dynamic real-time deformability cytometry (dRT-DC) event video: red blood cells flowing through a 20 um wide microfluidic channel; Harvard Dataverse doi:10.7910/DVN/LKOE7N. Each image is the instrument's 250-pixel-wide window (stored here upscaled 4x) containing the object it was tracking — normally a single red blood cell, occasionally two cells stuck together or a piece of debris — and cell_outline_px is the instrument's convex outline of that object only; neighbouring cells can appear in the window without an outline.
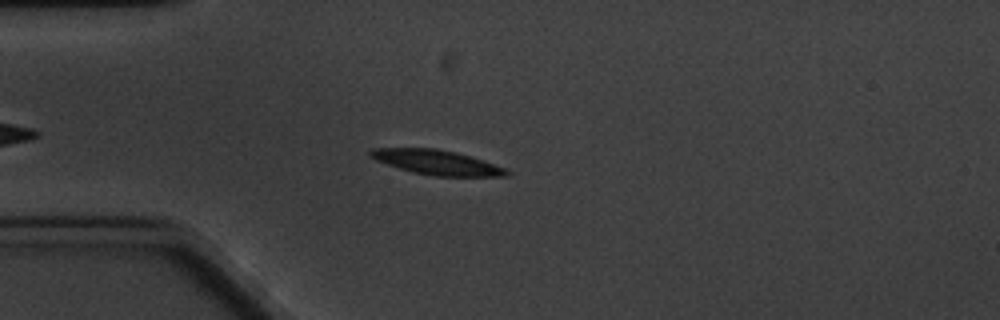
{"species": "common noctule bat (a hibernating species)", "species_latin": "Nyctalus noctula", "temperature_condition": "cold", "stored_images_in_passage": 10, "camera_frame_rate_fps": 3000, "um_per_image_px": 0.085, "animal": {"sex": "male", "body_mass_g": 20.1, "forearm_length_mm": 53.5}, "frame": {"image": 1, "passage_image": 5, "time_ms": 4.667, "image_size_px": [1000, 320], "cell_outline_px": [[512, 172], [508, 176], [436, 176], [412, 172], [376, 160], [368, 156], [368, 152], [372, 148], [436, 148], [456, 152], [504, 168]], "centroid_in_image_um": [37.09, 13.79], "position_along_channel_um": 47.9, "area_um2": 19.31}}